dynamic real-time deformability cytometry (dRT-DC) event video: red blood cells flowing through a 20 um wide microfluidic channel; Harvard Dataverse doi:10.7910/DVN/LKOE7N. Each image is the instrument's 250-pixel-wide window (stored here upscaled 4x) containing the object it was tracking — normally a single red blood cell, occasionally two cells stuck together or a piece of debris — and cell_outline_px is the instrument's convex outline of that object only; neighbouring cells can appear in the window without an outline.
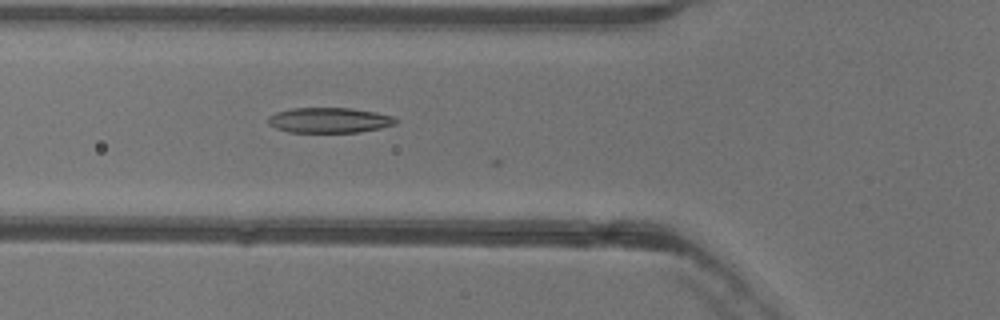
{"species": "common noctule bat (a hibernating species)", "species_latin": "Nyctalus noctula", "temperature_condition": "warm", "stored_images_in_passage": 14, "camera_frame_rate_fps": 3000, "um_per_image_px": 0.085, "animal": {"sex": "female"}, "frame": {"image": 1, "passage_image": 13, "time_ms": 4.0, "image_size_px": [1000, 320], "cell_outline_px": [[396, 124], [380, 128], [360, 132], [288, 132], [276, 128], [268, 124], [268, 116], [276, 112], [292, 108], [352, 108], [376, 112], [392, 116], [396, 120]], "centroid_in_image_um": [27.97, 10.21], "position_along_channel_um": 97.8, "area_um2": 18.79}}